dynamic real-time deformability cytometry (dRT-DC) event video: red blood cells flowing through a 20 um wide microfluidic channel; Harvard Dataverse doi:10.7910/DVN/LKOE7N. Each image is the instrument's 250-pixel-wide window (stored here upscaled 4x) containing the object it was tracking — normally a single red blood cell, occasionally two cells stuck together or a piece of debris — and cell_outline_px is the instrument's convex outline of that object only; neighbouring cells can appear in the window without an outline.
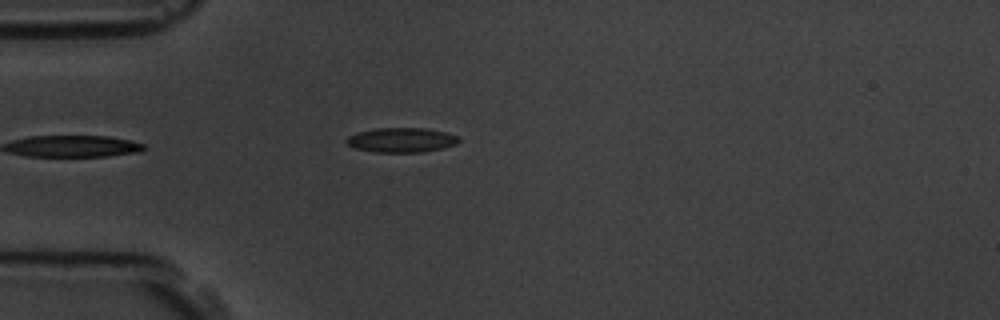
{"species": "common noctule bat (a hibernating species)", "species_latin": "Nyctalus noctula", "temperature_condition": "room temperature", "stored_images_in_passage": 5, "camera_frame_rate_fps": 3000, "um_per_image_px": 0.085, "animal": {"sex": "male", "body_mass_g": 19.5, "forearm_length_mm": 54.6}, "frame": {"image": 1, "passage_image": 5, "time_ms": 4.333, "image_size_px": [1000, 320], "cell_outline_px": [[460, 140], [456, 144], [444, 148], [420, 152], [372, 152], [352, 148], [344, 140], [348, 136], [356, 132], [376, 128], [424, 128], [444, 132], [460, 136]], "centroid_in_image_um": [34.09, 11.9], "position_along_channel_um": 50.9, "area_um2": 16.3}}